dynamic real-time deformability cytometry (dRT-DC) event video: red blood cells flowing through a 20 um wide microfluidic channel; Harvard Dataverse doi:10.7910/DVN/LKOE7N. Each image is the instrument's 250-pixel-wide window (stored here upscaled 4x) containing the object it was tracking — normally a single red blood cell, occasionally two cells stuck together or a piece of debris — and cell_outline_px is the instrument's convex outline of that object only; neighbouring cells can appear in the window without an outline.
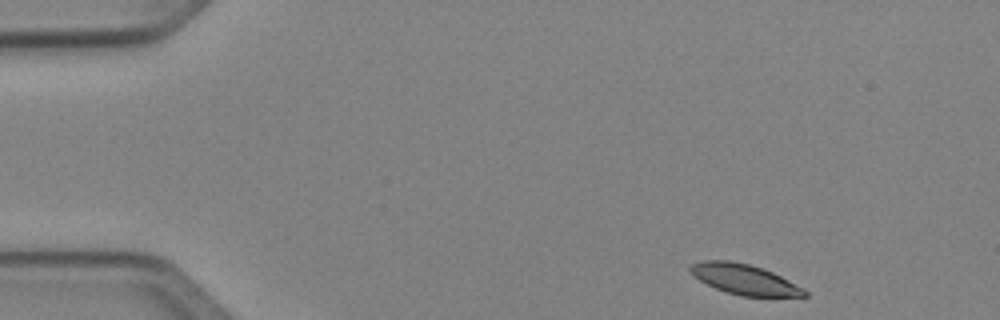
{"species": "Egyptian fruit bat (a non-hibernating species)", "species_latin": "Rousettus aegyptiacus", "temperature_condition": "cold", "stored_images_in_passage": 46, "camera_frame_rate_fps": 3000, "um_per_image_px": 0.085, "animal": {"sex": "female"}, "frame": {"image": 1, "passage_image": 1, "time_ms": 0.0, "image_size_px": [1000, 320], "cell_outline_px": [[808, 296], [740, 296], [716, 288], [692, 276], [688, 268], [692, 264], [704, 260], [728, 260], [748, 264], [772, 272], [804, 288], [808, 292]], "centroid_in_image_um": [63.26, 23.74], "position_along_channel_um": 21.7, "area_um2": 19.88}}
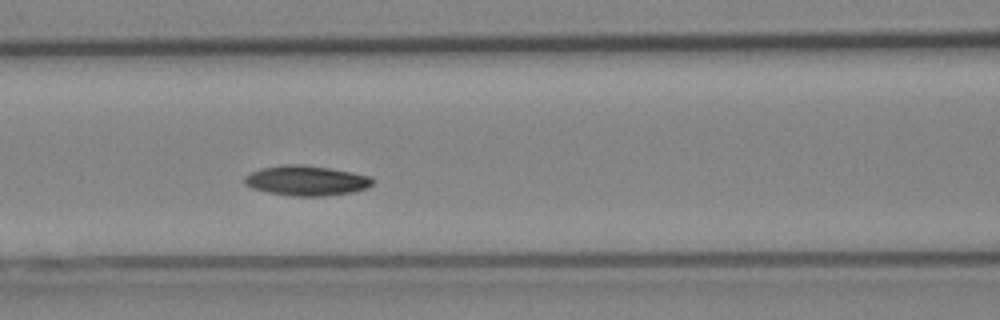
{"frame": {"image": 2, "passage_image": 17, "time_ms": 5.333, "image_size_px": [1000, 320], "cell_outline_px": [[372, 184], [368, 188], [356, 192], [324, 196], [292, 196], [268, 192], [252, 188], [244, 184], [244, 176], [260, 168], [284, 164], [300, 164], [328, 168], [352, 172], [368, 176], [372, 180]], "centroid_in_image_um": [26.02, 15.35], "position_along_channel_um": 140.6, "area_um2": 22.43}}
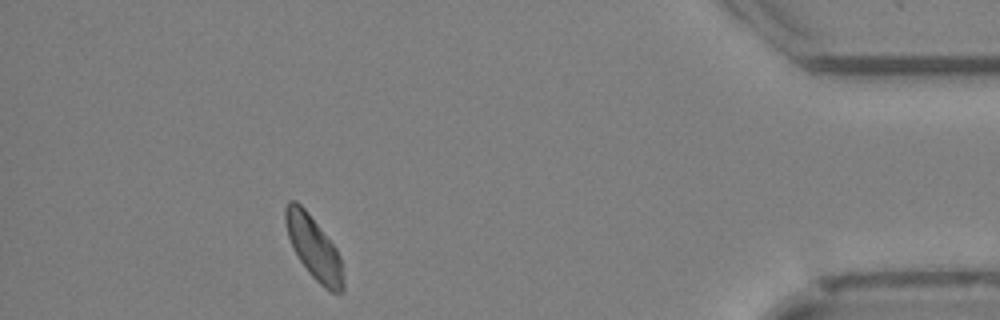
{"frame": {"image": 3, "passage_image": 41, "time_ms": 13.333, "image_size_px": [1000, 320], "cell_outline_px": [[344, 292], [332, 292], [324, 288], [308, 272], [292, 248], [288, 236], [284, 220], [284, 208], [288, 200], [296, 200], [308, 212], [336, 248], [340, 256], [344, 276]], "centroid_in_image_um": [26.66, 21.05], "position_along_channel_um": 408.5, "area_um2": 21.27}, "authors_computed_cell_mechanics": {"area_um2": 21.2415, "velocity_mm_per_s": 3.9687, "shape_relaxation_time_tau1_ms": 3.5779, "shape_relaxation_time_tau2_ms": null, "deformation_change_tau1": 0.085, "deformation_change_tau2": null}}